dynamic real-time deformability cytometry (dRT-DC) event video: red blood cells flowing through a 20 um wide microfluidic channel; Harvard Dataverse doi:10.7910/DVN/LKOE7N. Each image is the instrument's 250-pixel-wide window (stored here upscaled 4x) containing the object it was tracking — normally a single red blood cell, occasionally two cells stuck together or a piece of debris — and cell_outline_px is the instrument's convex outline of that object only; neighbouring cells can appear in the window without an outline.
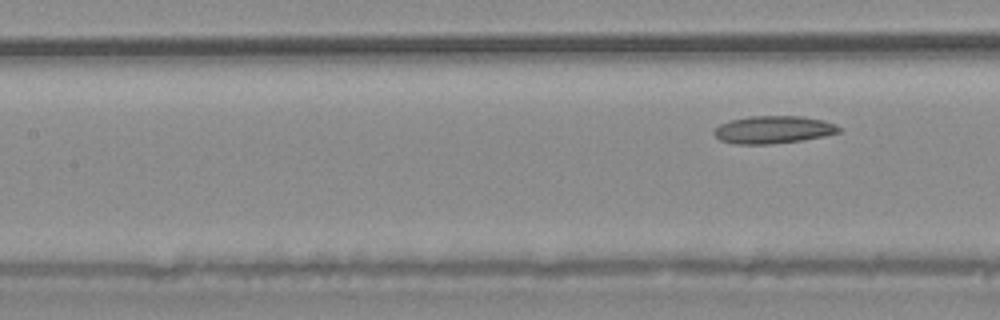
{"species": "common noctule bat (a hibernating species)", "species_latin": "Nyctalus noctula", "temperature_condition": "warm", "stored_images_in_passage": 7, "segment_of_instrument_passage": [2, 2], "camera_frame_rate_fps": 3000, "um_per_image_px": 0.085, "animal": {"sex": "male", "body_mass_g": 20.4}, "frame": {"image": 1, "passage_image": 7, "time_ms": 7.0, "image_size_px": [1000, 320], "cell_outline_px": [[840, 132], [824, 136], [800, 140], [772, 144], [736, 144], [720, 140], [712, 132], [720, 124], [728, 120], [748, 116], [800, 116], [824, 120], [836, 124], [840, 128]], "centroid_in_image_um": [65.71, 11.01], "position_along_channel_um": 141.7, "area_um2": 20.11}}